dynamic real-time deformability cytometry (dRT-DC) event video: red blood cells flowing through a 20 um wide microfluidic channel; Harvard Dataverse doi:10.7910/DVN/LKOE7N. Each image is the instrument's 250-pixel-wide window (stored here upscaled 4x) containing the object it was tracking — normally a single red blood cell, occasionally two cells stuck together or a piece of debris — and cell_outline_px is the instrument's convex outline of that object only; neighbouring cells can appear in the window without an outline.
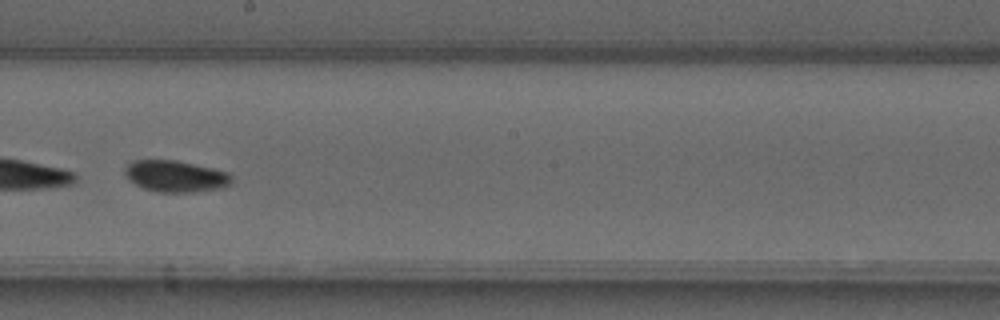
{"species": "common noctule bat (a hibernating species)", "species_latin": "Nyctalus noctula", "temperature_condition": "warm", "stored_images_in_passage": 37, "camera_frame_rate_fps": 3000, "um_per_image_px": 0.085, "animal": {"sex": "male", "forearm_length_mm": 52.5}, "frame": {"image": 1, "passage_image": 16, "time_ms": 5.0, "image_size_px": [1000, 320], "cell_outline_px": [[232, 180], [224, 188], [196, 192], [156, 192], [144, 188], [136, 184], [124, 172], [124, 168], [132, 160], [176, 160], [212, 168], [228, 172], [232, 176]], "centroid_in_image_um": [14.95, 14.98], "position_along_channel_um": 233.3, "area_um2": 19.54}}
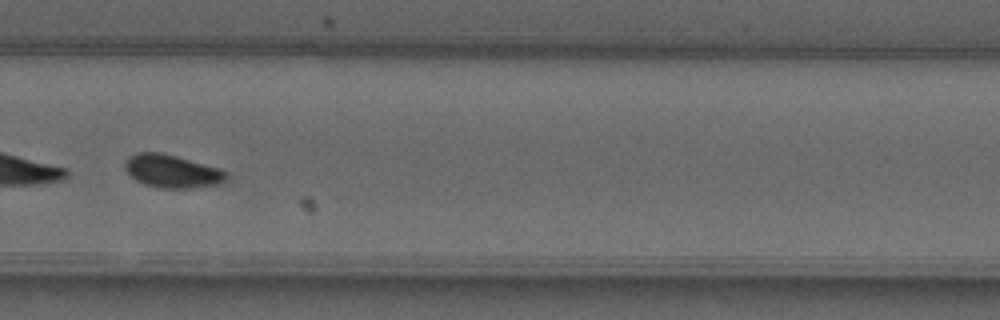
{"frame": {"image": 2, "passage_image": 22, "time_ms": 7.0, "image_size_px": [1000, 320], "cell_outline_px": [[224, 180], [216, 184], [192, 188], [160, 188], [144, 184], [136, 180], [124, 168], [124, 160], [128, 156], [136, 152], [160, 152], [176, 156], [220, 168], [224, 172]], "centroid_in_image_um": [14.54, 14.54], "position_along_channel_um": 315.3, "area_um2": 19.31}, "authors_computed_cell_mechanics": {"area_um2": 19.652, "velocity_mm_per_s": 4.099, "shape_relaxation_time_tau1_ms": 11.0889, "shape_relaxation_time_tau2_ms": 2.6446, "deformation_change_tau1": 0.1805, "deformation_change_tau2": 0.05}}